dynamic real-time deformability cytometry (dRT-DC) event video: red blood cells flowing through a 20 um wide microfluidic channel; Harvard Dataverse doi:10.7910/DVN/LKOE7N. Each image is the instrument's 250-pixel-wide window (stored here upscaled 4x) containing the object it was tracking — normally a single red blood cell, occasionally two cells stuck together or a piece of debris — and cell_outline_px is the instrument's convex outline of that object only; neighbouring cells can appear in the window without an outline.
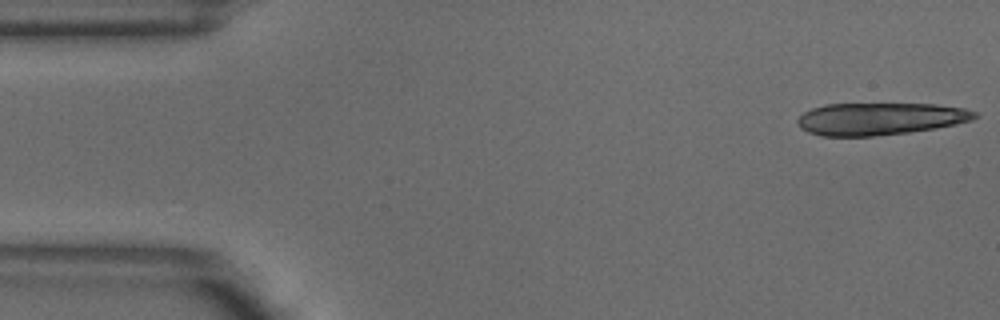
{"species": "common noctule bat (a hibernating species)", "species_latin": "Nyctalus noctula", "temperature_condition": "warm", "stored_images_in_passage": 5, "camera_frame_rate_fps": 3000, "um_per_image_px": 0.085, "animal": {"sex": "male", "body_mass_g": 18.8}, "frame": {"image": 1, "passage_image": 1, "time_ms": 0.0, "image_size_px": [1000, 320], "cell_outline_px": [[980, 116], [972, 120], [956, 124], [936, 128], [908, 132], [872, 136], [824, 136], [808, 132], [800, 128], [796, 124], [796, 120], [804, 112], [812, 108], [824, 104], [936, 104], [964, 108], [976, 112]], "centroid_in_image_um": [74.8, 10.09], "position_along_channel_um": 10.2, "area_um2": 33.41}}